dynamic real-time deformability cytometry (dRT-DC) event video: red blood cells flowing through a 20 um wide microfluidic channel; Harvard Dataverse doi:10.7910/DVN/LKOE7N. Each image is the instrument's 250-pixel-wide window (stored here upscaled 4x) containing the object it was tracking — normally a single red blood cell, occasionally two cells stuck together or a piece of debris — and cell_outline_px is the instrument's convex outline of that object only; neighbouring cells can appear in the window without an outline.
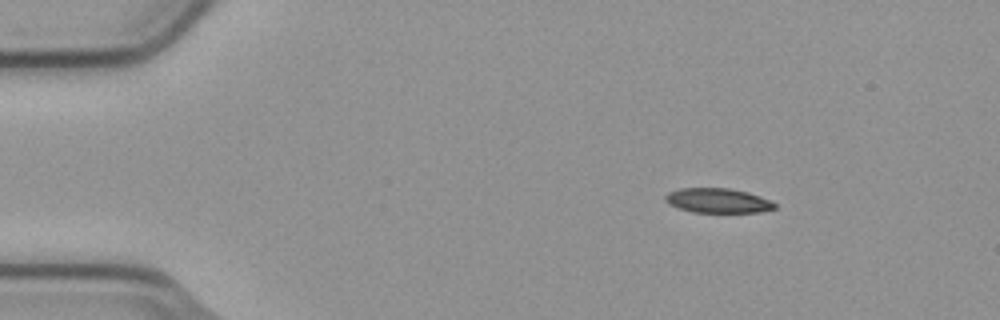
{"species": "common noctule bat (a hibernating species)", "species_latin": "Nyctalus noctula", "temperature_condition": "cold", "stored_images_in_passage": 3, "camera_frame_rate_fps": 3000, "um_per_image_px": 0.085, "animal": {"sex": "male", "body_mass_g": 23.1, "forearm_length_mm": 52.7}, "frame": {"image": 1, "passage_image": 1, "time_ms": 0.0, "image_size_px": [1000, 320], "cell_outline_px": [[776, 208], [760, 212], [692, 212], [668, 204], [664, 200], [664, 196], [668, 192], [680, 188], [728, 188], [748, 192], [760, 196], [776, 204]], "centroid_in_image_um": [60.98, 17.04], "position_along_channel_um": 24.0, "area_um2": 15.66}}